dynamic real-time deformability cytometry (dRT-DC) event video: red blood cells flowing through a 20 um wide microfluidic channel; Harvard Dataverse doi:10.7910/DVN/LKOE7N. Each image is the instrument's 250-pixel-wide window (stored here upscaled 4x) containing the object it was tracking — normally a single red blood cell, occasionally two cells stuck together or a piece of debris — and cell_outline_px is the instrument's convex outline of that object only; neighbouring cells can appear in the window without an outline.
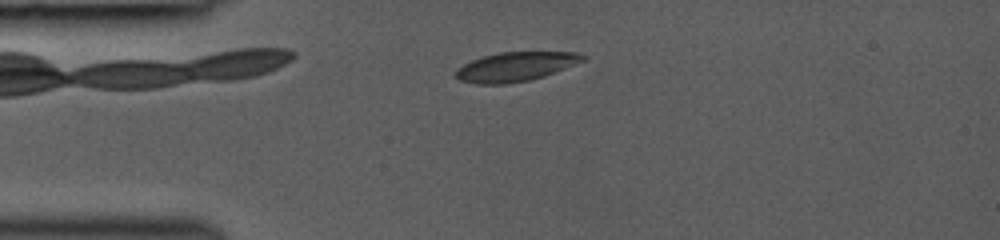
{"species": "common noctule bat (a hibernating species)", "species_latin": "Nyctalus noctula", "temperature_condition": "room temperature", "stored_images_in_passage": 2, "camera_frame_rate_fps": 3000, "um_per_image_px": 0.085, "animal": {"sex": "female", "body_mass_g": 19.0, "forearm_length_mm": 53.3}, "frame": {"image": 1, "passage_image": 1, "time_ms": 0.0, "image_size_px": [1000, 240], "cell_outline_px": [[588, 56], [584, 60], [544, 76], [528, 80], [504, 84], [476, 84], [460, 80], [456, 76], [456, 68], [472, 60], [484, 56], [500, 52], [576, 52]], "centroid_in_image_um": [43.81, 5.66], "position_along_channel_um": 41.2, "area_um2": 21.39}}